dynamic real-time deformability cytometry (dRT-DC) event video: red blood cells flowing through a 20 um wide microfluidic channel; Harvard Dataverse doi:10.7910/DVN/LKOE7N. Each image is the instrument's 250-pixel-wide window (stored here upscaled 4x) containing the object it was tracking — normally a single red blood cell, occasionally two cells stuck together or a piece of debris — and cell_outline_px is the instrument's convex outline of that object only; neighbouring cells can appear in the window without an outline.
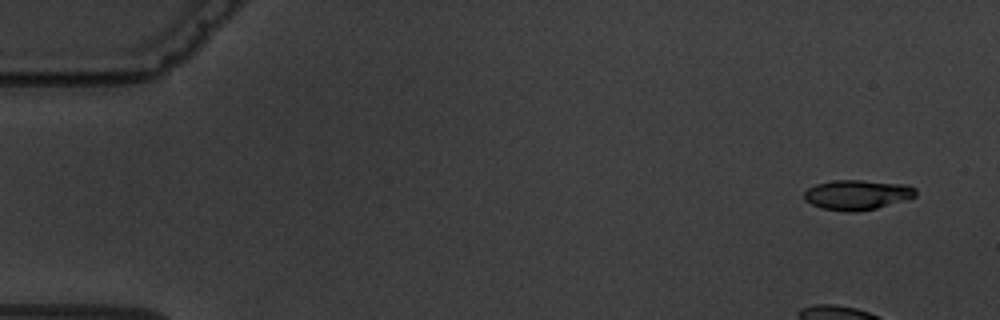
{"species": "common noctule bat (a hibernating species)", "species_latin": "Nyctalus noctula", "temperature_condition": "warm", "stored_images_in_passage": 5, "camera_frame_rate_fps": 3000, "um_per_image_px": 0.085, "animal": {"sex": "male", "body_mass_g": 19.5, "forearm_length_mm": 54.6}, "frame": {"image": 1, "passage_image": 1, "time_ms": 0.0, "image_size_px": [1000, 320], "cell_outline_px": [[916, 196], [876, 208], [856, 212], [848, 212], [820, 208], [804, 200], [804, 192], [808, 188], [816, 184], [832, 180], [860, 180], [908, 184], [916, 188]], "centroid_in_image_um": [72.84, 16.55], "position_along_channel_um": 12.2, "area_um2": 19.48}}